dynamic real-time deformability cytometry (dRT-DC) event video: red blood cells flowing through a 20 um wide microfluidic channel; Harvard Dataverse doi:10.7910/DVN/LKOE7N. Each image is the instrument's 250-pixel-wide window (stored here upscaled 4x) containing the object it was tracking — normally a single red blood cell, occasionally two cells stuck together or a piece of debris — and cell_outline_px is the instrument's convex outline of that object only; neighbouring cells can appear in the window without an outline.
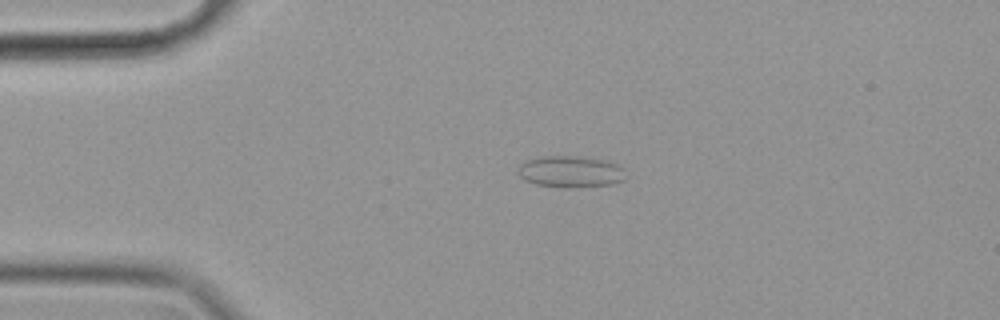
{"species": "common noctule bat (a hibernating species)", "species_latin": "Nyctalus noctula", "temperature_condition": "cold", "stored_images_in_passage": 55, "camera_frame_rate_fps": 3000, "um_per_image_px": 0.085, "animal": {"sex": "female", "body_mass_g": 19.9}, "frame": {"image": 1, "passage_image": 11, "time_ms": 3.333, "image_size_px": [1000, 320], "cell_outline_px": [[624, 180], [616, 184], [568, 188], [564, 188], [536, 184], [524, 180], [520, 176], [520, 164], [524, 160], [540, 156], [580, 156], [604, 160], [616, 164], [624, 168]], "centroid_in_image_um": [48.51, 14.59], "position_along_channel_um": 36.5, "area_um2": 19.94}}
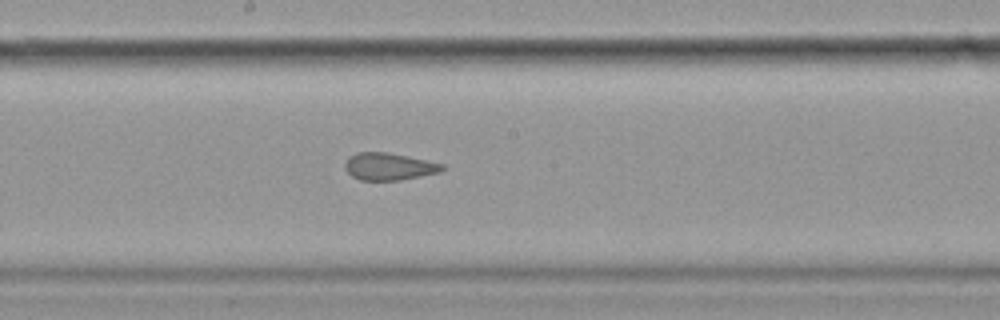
{"frame": {"image": 2, "passage_image": 29, "time_ms": 9.333, "image_size_px": [1000, 320], "cell_outline_px": [[448, 168], [440, 172], [400, 180], [360, 180], [352, 176], [344, 168], [344, 164], [348, 156], [356, 152], [388, 152], [408, 156], [444, 164]], "centroid_in_image_um": [33.06, 14.14], "position_along_channel_um": 215.1, "area_um2": 15.61}}
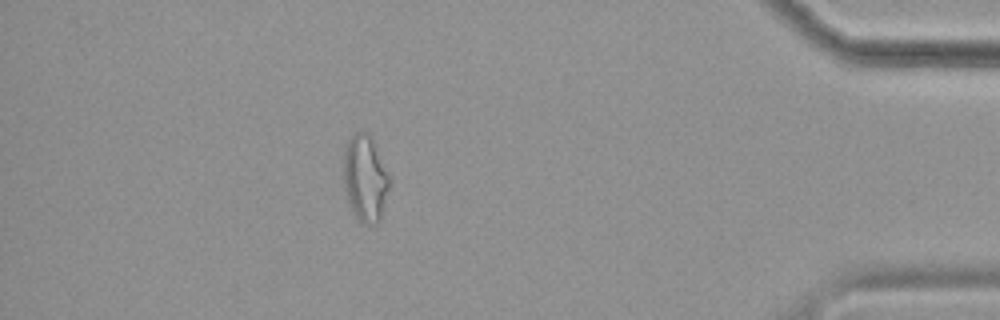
{"frame": {"image": 3, "passage_image": 49, "time_ms": 16.0, "image_size_px": [1000, 320], "cell_outline_px": [[392, 180], [380, 220], [376, 224], [364, 224], [356, 216], [348, 200], [344, 184], [344, 152], [348, 140], [356, 132], [368, 132], [372, 136]], "centroid_in_image_um": [31.08, 15.13], "position_along_channel_um": 404.1, "area_um2": 23.24}, "authors_computed_cell_mechanics": {"area_um2": 18.3226, "velocity_mm_per_s": 3.5217, "shape_relaxation_time_tau1_ms": null, "shape_relaxation_time_tau2_ms": 1.5117, "deformation_change_tau1": null, "deformation_change_tau2": 0.101}}